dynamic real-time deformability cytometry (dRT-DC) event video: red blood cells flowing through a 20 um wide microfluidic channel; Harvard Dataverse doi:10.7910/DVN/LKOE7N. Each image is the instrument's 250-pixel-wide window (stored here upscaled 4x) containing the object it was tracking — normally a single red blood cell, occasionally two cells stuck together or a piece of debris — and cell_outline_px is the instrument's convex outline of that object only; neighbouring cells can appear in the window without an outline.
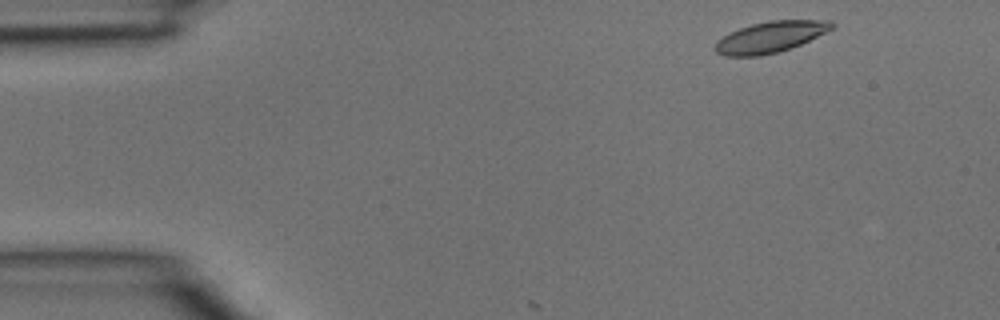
{"species": "common noctule bat (a hibernating species)", "species_latin": "Nyctalus noctula", "temperature_condition": "room temperature", "stored_images_in_passage": 4, "camera_frame_rate_fps": 3000, "um_per_image_px": 0.085, "animal": {"sex": "male", "body_mass_g": 15.6}, "frame": {"image": 1, "passage_image": 2, "time_ms": 0.333, "image_size_px": [1000, 320], "cell_outline_px": [[836, 28], [800, 44], [776, 52], [760, 56], [724, 56], [716, 52], [716, 40], [740, 28], [752, 24], [768, 20], [832, 20], [836, 24]], "centroid_in_image_um": [65.54, 3.13], "position_along_channel_um": 19.5, "area_um2": 21.04}}